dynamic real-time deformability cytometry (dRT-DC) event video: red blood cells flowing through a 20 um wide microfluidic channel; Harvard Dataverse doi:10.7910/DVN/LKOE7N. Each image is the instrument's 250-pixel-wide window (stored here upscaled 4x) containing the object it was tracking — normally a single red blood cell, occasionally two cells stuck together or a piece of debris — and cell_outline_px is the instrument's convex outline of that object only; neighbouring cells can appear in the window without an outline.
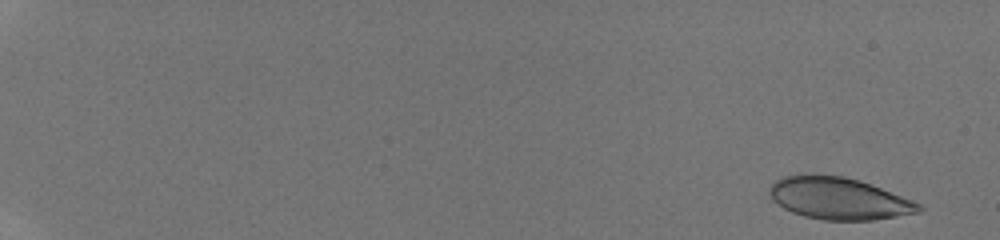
{"species": "human", "species_latin": "Homo sapiens", "temperature_condition": "room temperature", "stored_images_in_passage": 36, "camera_frame_rate_fps": 3000, "um_per_image_px": 0.085, "donor": {"sex": "male"}, "frame": {"image": 1, "passage_image": 3, "time_ms": 0.667, "image_size_px": [1000, 240], "cell_outline_px": [[924, 208], [920, 212], [872, 220], [824, 220], [804, 216], [792, 212], [784, 208], [772, 200], [768, 192], [768, 188], [780, 176], [800, 172], [812, 172], [844, 176], [860, 180], [912, 200], [920, 204]], "centroid_in_image_um": [71.22, 16.82], "position_along_channel_um": 13.8, "area_um2": 37.17}}
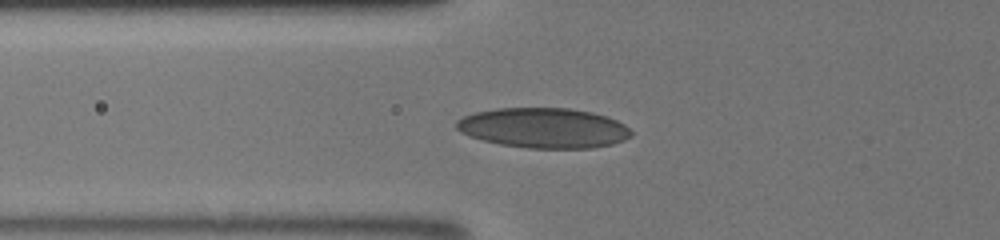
{"frame": {"image": 2, "passage_image": 27, "time_ms": 7.333, "image_size_px": [1000, 240], "cell_outline_px": [[632, 136], [624, 140], [612, 144], [592, 148], [528, 148], [500, 144], [468, 136], [460, 132], [456, 128], [456, 120], [464, 116], [476, 112], [496, 108], [568, 108], [592, 112], [616, 120], [624, 124], [632, 132]], "centroid_in_image_um": [46.2, 10.87], "position_along_channel_um": 79.6, "area_um2": 40.81}}
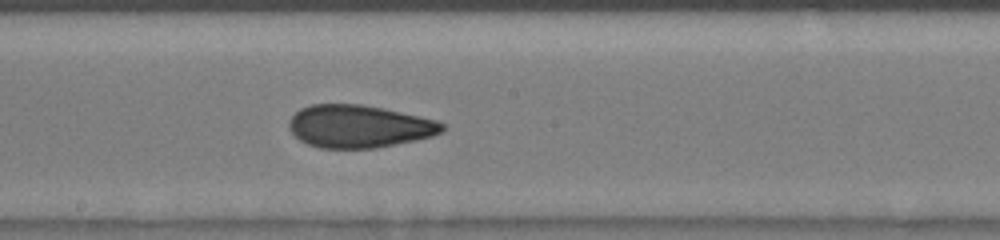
{"frame": {"image": 3, "passage_image": 36, "time_ms": 10.667, "image_size_px": [1000, 240], "cell_outline_px": [[448, 128], [444, 132], [432, 136], [416, 140], [376, 148], [320, 148], [308, 144], [300, 140], [288, 128], [288, 120], [300, 108], [312, 104], [360, 104], [384, 108], [420, 116], [436, 120], [444, 124]], "centroid_in_image_um": [30.54, 10.74], "position_along_channel_um": 217.7, "area_um2": 38.32}}